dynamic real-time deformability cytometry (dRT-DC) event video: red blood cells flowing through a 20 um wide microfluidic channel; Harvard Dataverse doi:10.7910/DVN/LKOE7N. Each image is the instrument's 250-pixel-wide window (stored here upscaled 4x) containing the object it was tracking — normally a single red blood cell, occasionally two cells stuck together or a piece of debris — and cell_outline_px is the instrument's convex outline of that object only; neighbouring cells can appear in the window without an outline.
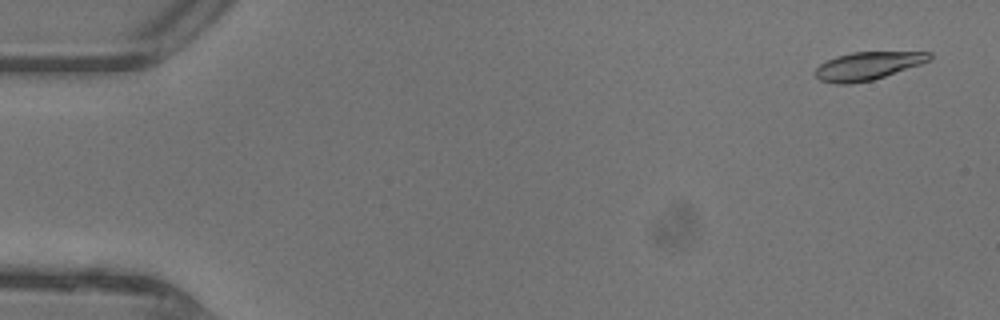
{"species": "common noctule bat (a hibernating species)", "species_latin": "Nyctalus noctula", "temperature_condition": "warm", "stored_images_in_passage": 23, "camera_frame_rate_fps": 3000, "um_per_image_px": 0.085, "animal": {"sex": "female"}, "frame": {"image": 1, "passage_image": 3, "time_ms": 0.667, "image_size_px": [1000, 320], "cell_outline_px": [[932, 56], [928, 60], [920, 64], [872, 80], [852, 84], [836, 84], [820, 80], [816, 76], [816, 68], [820, 64], [836, 56], [852, 52], [932, 52]], "centroid_in_image_um": [73.73, 5.6], "position_along_channel_um": 11.3, "area_um2": 18.38}}
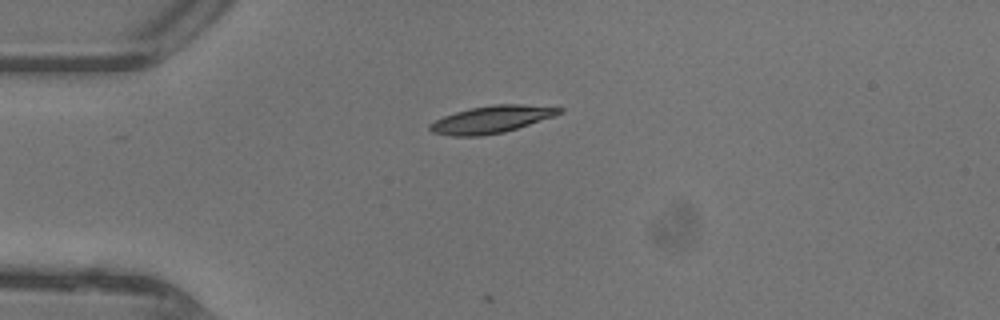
{"frame": {"image": 2, "passage_image": 13, "time_ms": 4.0, "image_size_px": [1000, 320], "cell_outline_px": [[564, 112], [504, 132], [480, 136], [452, 136], [432, 132], [428, 128], [428, 124], [444, 116], [456, 112], [472, 108], [492, 104], [520, 104], [564, 108]], "centroid_in_image_um": [41.74, 10.15], "position_along_channel_um": 43.3, "area_um2": 20.23}}
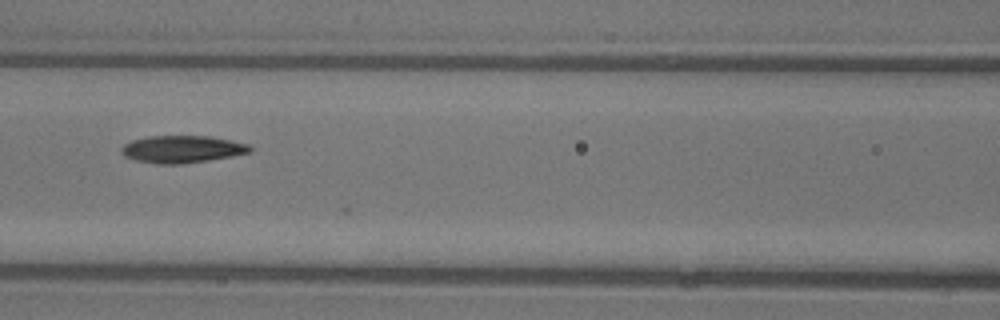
{"frame": {"image": 3, "passage_image": 22, "time_ms": 7.0, "image_size_px": [1000, 320], "cell_outline_px": [[252, 152], [232, 156], [208, 160], [180, 164], [156, 164], [136, 160], [124, 156], [120, 152], [120, 148], [124, 144], [132, 140], [148, 136], [212, 136], [232, 140], [248, 144], [252, 148]], "centroid_in_image_um": [15.47, 12.67], "position_along_channel_um": 151.1, "area_um2": 20.58}}